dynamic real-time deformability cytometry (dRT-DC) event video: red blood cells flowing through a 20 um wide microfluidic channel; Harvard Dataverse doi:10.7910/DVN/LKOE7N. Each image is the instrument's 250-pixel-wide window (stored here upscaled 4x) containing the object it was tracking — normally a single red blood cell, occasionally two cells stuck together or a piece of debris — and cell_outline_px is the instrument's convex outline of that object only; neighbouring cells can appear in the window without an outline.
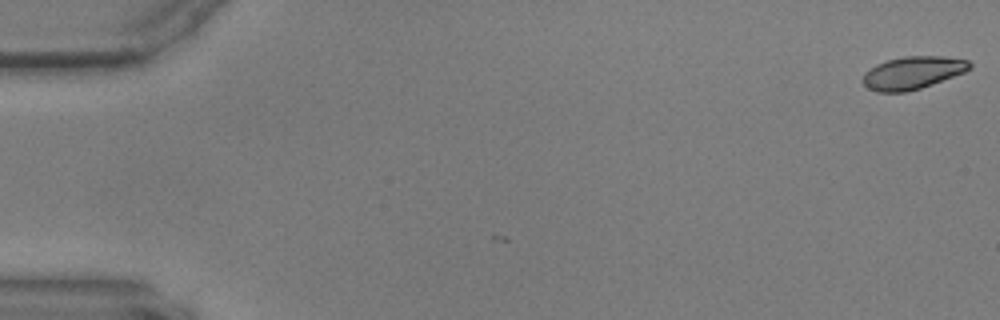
{"species": "common noctule bat (a hibernating species)", "species_latin": "Nyctalus noctula", "temperature_condition": "warm", "stored_images_in_passage": 5, "camera_frame_rate_fps": 3000, "um_per_image_px": 0.085, "animal": {"sex": "male", "body_mass_g": 17.9, "forearm_length_mm": 54.2}, "frame": {"image": 1, "passage_image": 1, "time_ms": 0.0, "image_size_px": [1000, 320], "cell_outline_px": [[972, 68], [964, 72], [920, 88], [904, 92], [876, 92], [868, 88], [864, 84], [864, 72], [876, 64], [888, 60], [904, 56], [944, 56], [968, 60], [972, 64]], "centroid_in_image_um": [77.58, 6.17], "position_along_channel_um": 7.4, "area_um2": 20.17}}